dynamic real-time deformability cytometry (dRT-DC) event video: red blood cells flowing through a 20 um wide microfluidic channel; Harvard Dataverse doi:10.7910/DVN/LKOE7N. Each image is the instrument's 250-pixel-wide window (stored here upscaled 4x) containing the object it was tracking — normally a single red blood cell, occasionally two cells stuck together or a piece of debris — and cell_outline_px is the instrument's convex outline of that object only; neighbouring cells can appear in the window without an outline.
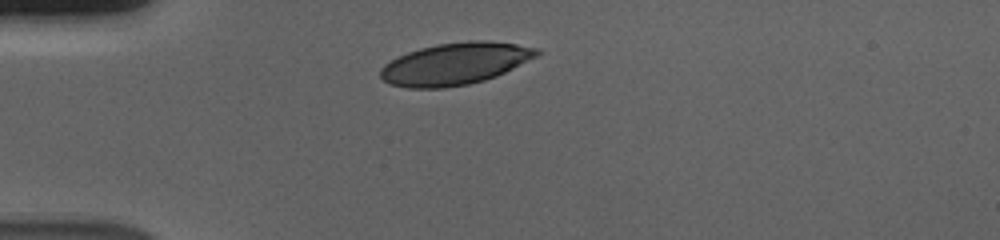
{"species": "human", "species_latin": "Homo sapiens", "temperature_condition": "cold", "stored_images_in_passage": 34, "camera_frame_rate_fps": 3000, "um_per_image_px": 0.085, "donor": {"sex": "male"}, "frame": {"image": 1, "passage_image": 1, "time_ms": 0.0, "image_size_px": [1000, 240], "cell_outline_px": [[544, 52], [496, 76], [484, 80], [468, 84], [444, 88], [408, 88], [388, 84], [380, 76], [380, 68], [384, 64], [408, 52], [420, 48], [436, 44], [468, 40], [488, 40], [516, 44], [536, 48]], "centroid_in_image_um": [38.67, 5.41], "position_along_channel_um": 46.3, "area_um2": 38.15}}
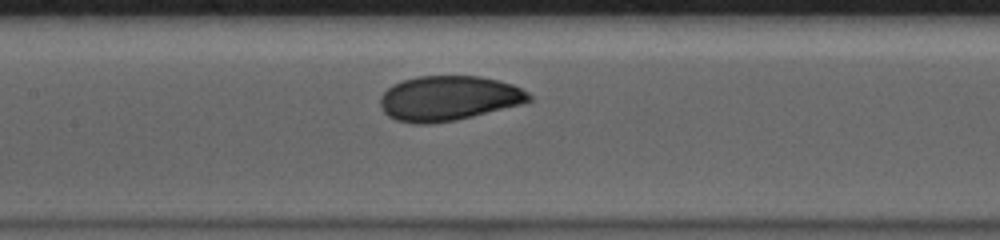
{"frame": {"image": 2, "passage_image": 13, "time_ms": 4.0, "image_size_px": [1000, 240], "cell_outline_px": [[532, 100], [520, 104], [456, 120], [428, 124], [412, 124], [396, 120], [388, 116], [380, 108], [380, 96], [392, 84], [404, 80], [420, 76], [480, 76], [512, 84], [528, 92], [532, 96]], "centroid_in_image_um": [38.09, 8.36], "position_along_channel_um": 169.3, "area_um2": 38.78}}
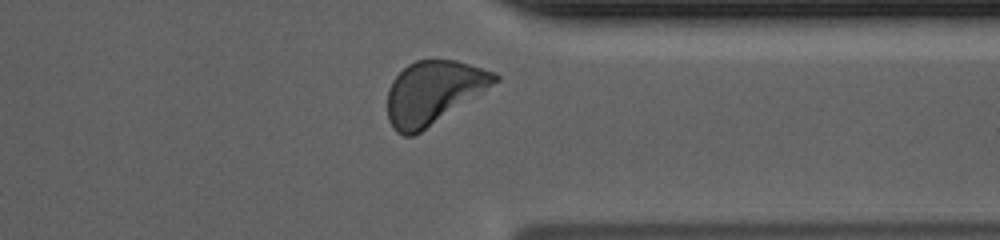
{"frame": {"image": 3, "passage_image": 30, "time_ms": 9.667, "image_size_px": [1000, 240], "cell_outline_px": [[500, 80], [420, 132], [412, 136], [404, 136], [396, 132], [392, 128], [388, 120], [388, 88], [392, 80], [408, 64], [416, 60], [456, 60], [496, 72], [500, 76]], "centroid_in_image_um": [36.81, 7.85], "position_along_channel_um": 374.6, "area_um2": 39.07}, "authors_computed_cell_mechanics": {"area_um2": 38.5815, "velocity_mm_per_s": 3.6648, "shape_relaxation_time_tau1_ms": 2.3107, "shape_relaxation_time_tau2_ms": null, "deformation_change_tau1": 0.1133, "deformation_change_tau2": null}}